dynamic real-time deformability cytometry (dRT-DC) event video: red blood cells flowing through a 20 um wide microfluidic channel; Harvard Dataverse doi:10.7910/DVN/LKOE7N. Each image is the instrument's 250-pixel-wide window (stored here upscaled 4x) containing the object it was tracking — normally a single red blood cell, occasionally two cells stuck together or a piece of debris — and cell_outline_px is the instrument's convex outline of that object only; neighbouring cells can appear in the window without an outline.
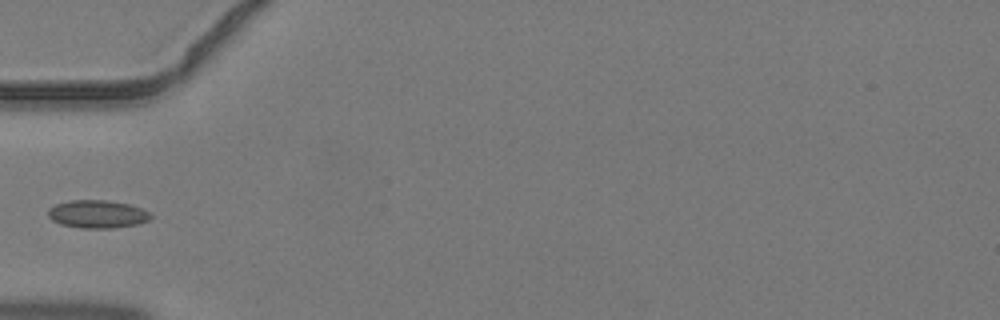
{"species": "common noctule bat (a hibernating species)", "species_latin": "Nyctalus noctula", "temperature_condition": "warm", "stored_images_in_passage": 4, "camera_frame_rate_fps": 3000, "um_per_image_px": 0.085, "animal": {"sex": "male", "body_mass_g": 19.2, "forearm_length_mm": 51.8}, "frame": {"image": 1, "passage_image": 4, "time_ms": 1.0, "image_size_px": [1000, 320], "cell_outline_px": [[152, 216], [148, 220], [136, 224], [112, 228], [80, 228], [60, 224], [52, 220], [48, 216], [48, 212], [56, 204], [68, 200], [108, 200], [128, 204], [140, 208], [148, 212]], "centroid_in_image_um": [8.26, 18.2], "position_along_channel_um": 76.7, "area_um2": 16.53}}